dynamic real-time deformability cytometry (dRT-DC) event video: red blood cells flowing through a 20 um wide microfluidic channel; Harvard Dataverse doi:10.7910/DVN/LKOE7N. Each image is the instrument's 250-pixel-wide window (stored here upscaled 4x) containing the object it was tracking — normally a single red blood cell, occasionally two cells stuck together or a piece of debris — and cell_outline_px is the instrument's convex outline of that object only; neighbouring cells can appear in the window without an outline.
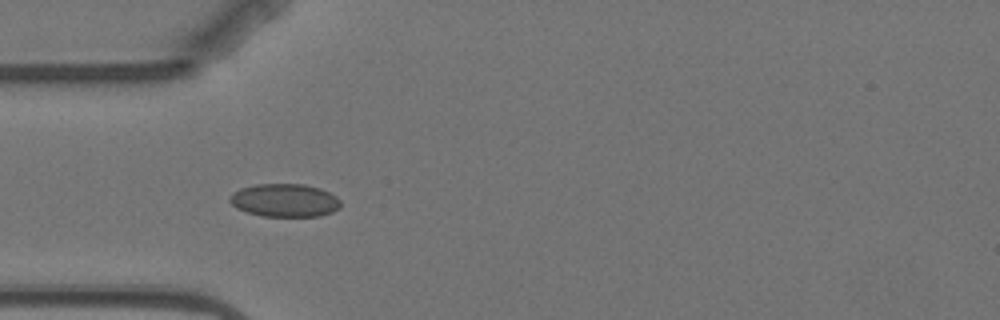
{"species": "Egyptian fruit bat (a non-hibernating species)", "species_latin": "Rousettus aegyptiacus", "temperature_condition": "warm", "stored_images_in_passage": 5, "camera_frame_rate_fps": 3000, "um_per_image_px": 0.085, "animal": {"sex": "female"}, "frame": {"image": 1, "passage_image": 5, "time_ms": 5.0, "image_size_px": [1000, 320], "cell_outline_px": [[340, 208], [332, 212], [320, 216], [260, 216], [236, 208], [228, 200], [232, 192], [240, 188], [256, 184], [304, 184], [320, 188], [336, 196], [340, 200]], "centroid_in_image_um": [24.19, 17.02], "position_along_channel_um": 60.8, "area_um2": 21.5}}